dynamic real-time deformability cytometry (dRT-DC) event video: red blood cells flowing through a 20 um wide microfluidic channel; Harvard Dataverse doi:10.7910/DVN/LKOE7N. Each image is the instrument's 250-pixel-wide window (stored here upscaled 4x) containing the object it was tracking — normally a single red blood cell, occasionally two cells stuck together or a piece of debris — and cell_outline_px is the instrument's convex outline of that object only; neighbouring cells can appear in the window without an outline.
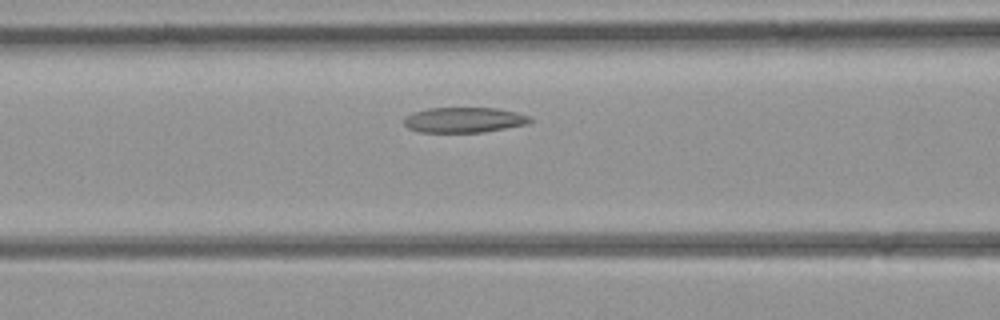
{"species": "common noctule bat (a hibernating species)", "species_latin": "Nyctalus noctula", "temperature_condition": "room temperature", "stored_images_in_passage": 28, "camera_frame_rate_fps": 3000, "um_per_image_px": 0.085, "animal": {"sex": "female", "body_mass_g": 21.9}, "frame": {"image": 1, "passage_image": 10, "time_ms": 3.0, "image_size_px": [1000, 320], "cell_outline_px": [[532, 120], [528, 124], [480, 132], [420, 132], [408, 128], [404, 124], [404, 116], [412, 112], [428, 108], [496, 108], [516, 112], [532, 116]], "centroid_in_image_um": [39.43, 10.18], "position_along_channel_um": 127.2, "area_um2": 18.61}}
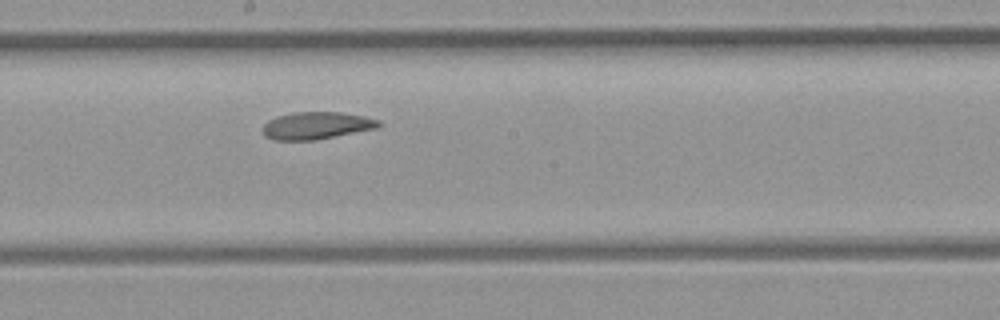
{"frame": {"image": 2, "passage_image": 16, "time_ms": 5.0, "image_size_px": [1000, 320], "cell_outline_px": [[380, 124], [376, 128], [316, 140], [272, 140], [264, 136], [264, 124], [268, 120], [280, 116], [296, 112], [340, 112], [364, 116], [380, 120]], "centroid_in_image_um": [26.9, 10.68], "position_along_channel_um": 221.3, "area_um2": 18.26}}
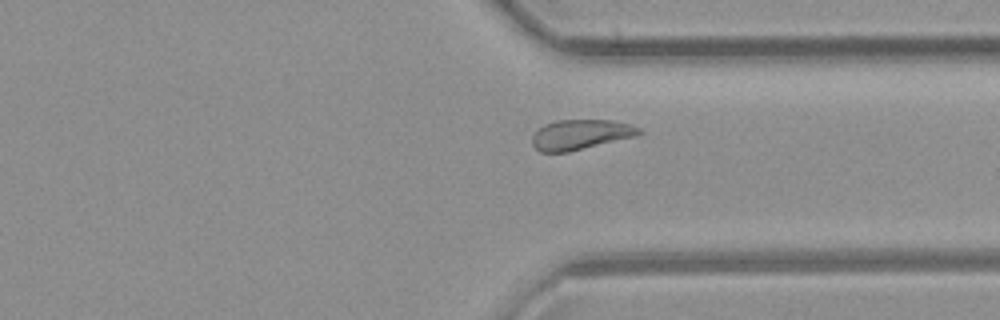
{"frame": {"image": 3, "passage_image": 25, "time_ms": 8.0, "image_size_px": [1000, 320], "cell_outline_px": [[644, 132], [636, 136], [568, 152], [540, 152], [532, 144], [532, 136], [544, 124], [556, 120], [612, 120], [628, 124], [640, 128]], "centroid_in_image_um": [49.35, 11.43], "position_along_channel_um": 362.1, "area_um2": 18.61}}